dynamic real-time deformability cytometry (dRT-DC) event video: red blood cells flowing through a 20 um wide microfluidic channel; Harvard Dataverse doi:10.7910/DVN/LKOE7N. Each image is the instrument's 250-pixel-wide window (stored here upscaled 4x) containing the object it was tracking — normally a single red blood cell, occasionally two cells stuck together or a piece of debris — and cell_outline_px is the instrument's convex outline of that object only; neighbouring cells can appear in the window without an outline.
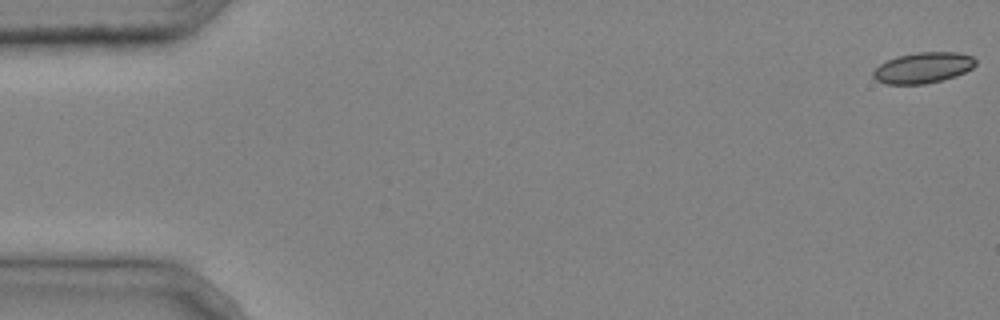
{"species": "common noctule bat (a hibernating species)", "species_latin": "Nyctalus noctula", "temperature_condition": "cold", "stored_images_in_passage": 7, "camera_frame_rate_fps": 3000, "um_per_image_px": 0.085, "animal": {"sex": "male", "body_mass_g": 20.4}, "frame": {"image": 1, "passage_image": 1, "time_ms": 0.0, "image_size_px": [1000, 320], "cell_outline_px": [[976, 64], [972, 68], [956, 76], [924, 84], [884, 84], [876, 80], [872, 76], [872, 72], [880, 64], [896, 56], [916, 52], [956, 52], [972, 56], [976, 60]], "centroid_in_image_um": [78.44, 5.75], "position_along_channel_um": 6.6, "area_um2": 18.38}}
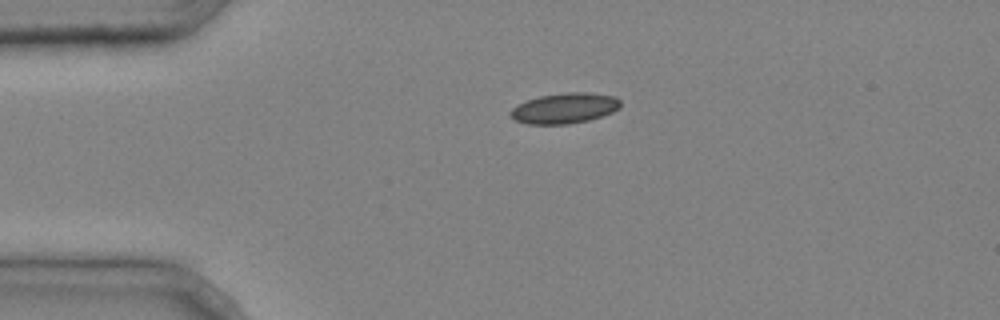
{"frame": {"image": 2, "passage_image": 4, "time_ms": 1.0, "image_size_px": [1000, 320], "cell_outline_px": [[620, 108], [612, 112], [588, 120], [568, 124], [528, 124], [516, 120], [508, 116], [508, 112], [516, 104], [540, 96], [568, 92], [588, 92], [616, 96], [620, 100]], "centroid_in_image_um": [47.97, 9.19], "position_along_channel_um": 37.0, "area_um2": 19.59}}